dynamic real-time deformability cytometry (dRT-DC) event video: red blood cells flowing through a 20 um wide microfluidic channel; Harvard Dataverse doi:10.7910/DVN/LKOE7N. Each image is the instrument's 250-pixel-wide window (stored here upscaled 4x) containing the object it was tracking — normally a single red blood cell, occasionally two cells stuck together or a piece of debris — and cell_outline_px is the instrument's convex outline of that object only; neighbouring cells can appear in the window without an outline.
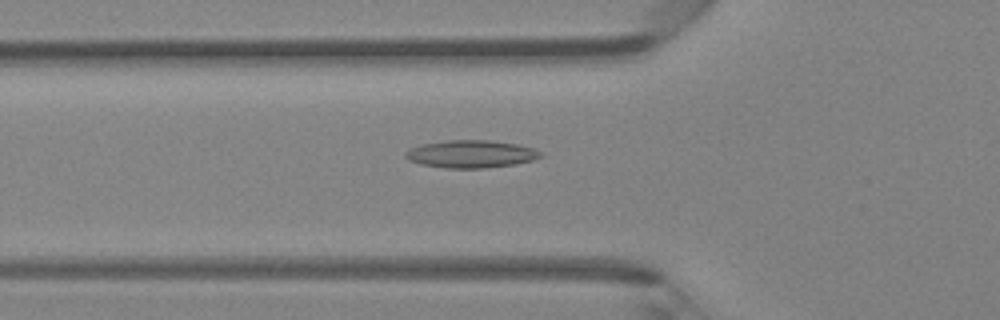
{"species": "Egyptian fruit bat (a non-hibernating species)", "species_latin": "Rousettus aegyptiacus", "temperature_condition": "room temperature", "stored_images_in_passage": 48, "camera_frame_rate_fps": 3000, "um_per_image_px": 0.085, "animal": {"sex": "female"}, "frame": {"image": 1, "passage_image": 17, "time_ms": 5.333, "image_size_px": [1000, 320], "cell_outline_px": [[544, 156], [532, 160], [516, 164], [484, 168], [444, 168], [420, 164], [408, 160], [404, 156], [404, 152], [412, 148], [424, 144], [444, 140], [488, 140], [516, 144], [532, 148], [540, 152]], "centroid_in_image_um": [40.01, 13.1], "position_along_channel_um": 85.8, "area_um2": 21.68}}
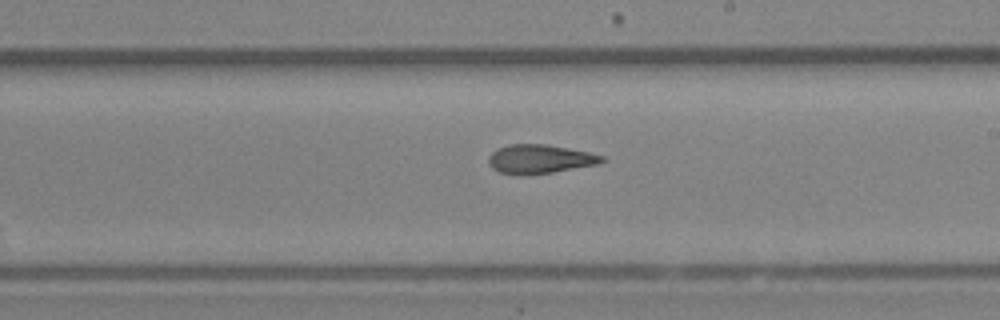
{"frame": {"image": 2, "passage_image": 28, "time_ms": 9.0, "image_size_px": [1000, 320], "cell_outline_px": [[604, 160], [600, 164], [552, 172], [500, 172], [492, 168], [488, 160], [488, 156], [492, 152], [508, 144], [544, 144], [588, 152], [604, 156]], "centroid_in_image_um": [45.92, 13.48], "position_along_channel_um": 243.1, "area_um2": 18.26}}
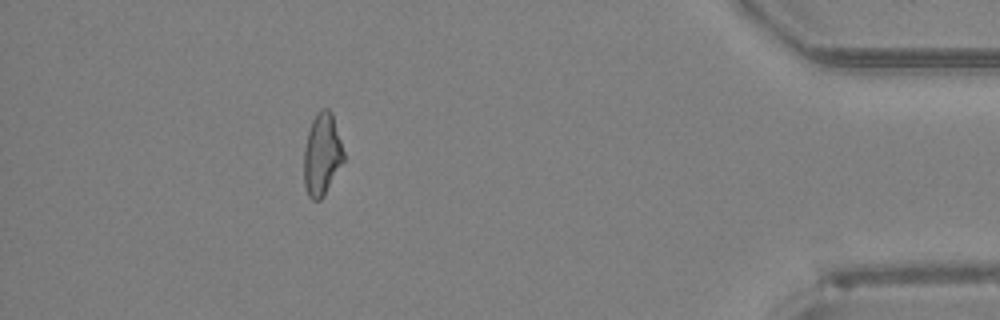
{"frame": {"image": 3, "passage_image": 43, "time_ms": 14.0, "image_size_px": [1000, 320], "cell_outline_px": [[344, 160], [324, 196], [320, 200], [312, 200], [308, 196], [304, 184], [304, 148], [308, 132], [312, 120], [324, 108], [328, 108], [332, 112], [344, 152]], "centroid_in_image_um": [27.37, 13.16], "position_along_channel_um": 407.8, "area_um2": 18.9}, "authors_computed_cell_mechanics": {"area_um2": 19.8543, "velocity_mm_per_s": 4.3068, "shape_relaxation_time_tau1_ms": null, "shape_relaxation_time_tau2_ms": 3.8949, "deformation_change_tau1": null, "deformation_change_tau2": 0.1392}}